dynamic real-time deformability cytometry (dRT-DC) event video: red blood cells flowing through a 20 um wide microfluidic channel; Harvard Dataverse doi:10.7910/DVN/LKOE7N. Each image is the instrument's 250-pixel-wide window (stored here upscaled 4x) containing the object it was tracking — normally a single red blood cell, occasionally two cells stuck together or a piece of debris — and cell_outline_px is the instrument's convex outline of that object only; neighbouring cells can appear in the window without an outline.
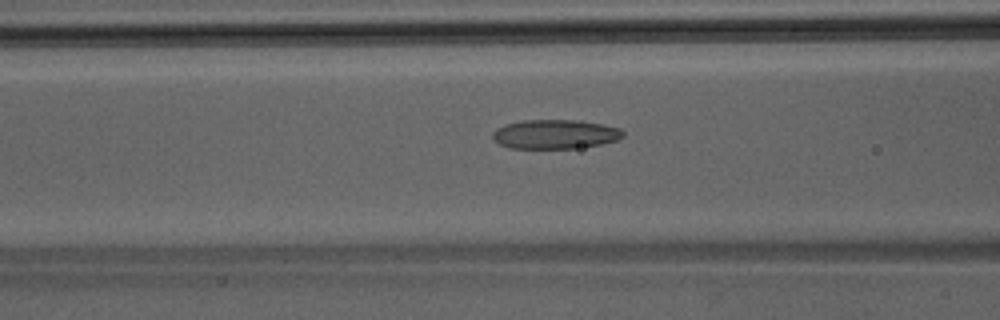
{"species": "Egyptian fruit bat (a non-hibernating species)", "species_latin": "Rousettus aegyptiacus", "temperature_condition": "room temperature", "stored_images_in_passage": 46, "camera_frame_rate_fps": 3000, "um_per_image_px": 0.085, "animal": {"sex": "male"}, "frame": {"image": 1, "passage_image": 19, "time_ms": 6.0, "image_size_px": [1000, 320], "cell_outline_px": [[624, 136], [616, 140], [600, 144], [580, 148], [508, 148], [492, 140], [492, 132], [496, 128], [504, 124], [524, 120], [576, 120], [604, 124], [620, 128], [624, 132]], "centroid_in_image_um": [47.15, 11.4], "position_along_channel_um": 119.4, "area_um2": 22.37}}
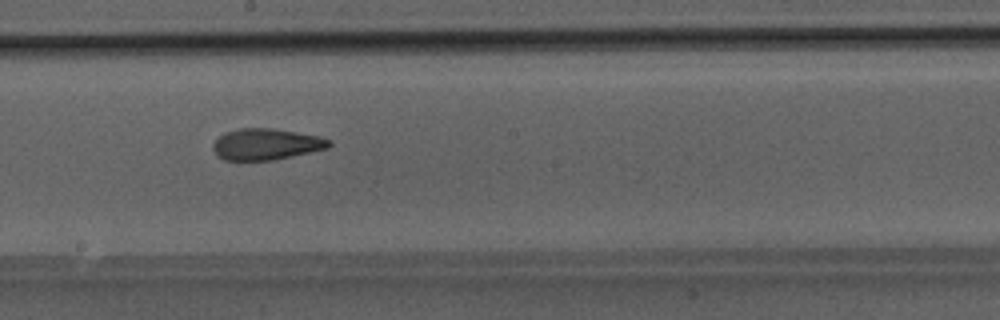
{"frame": {"image": 2, "passage_image": 26, "time_ms": 8.333, "image_size_px": [1000, 320], "cell_outline_px": [[332, 144], [328, 148], [272, 160], [224, 160], [216, 156], [212, 148], [212, 144], [224, 132], [240, 128], [272, 128], [320, 136], [332, 140]], "centroid_in_image_um": [22.61, 12.25], "position_along_channel_um": 225.6, "area_um2": 21.21}}
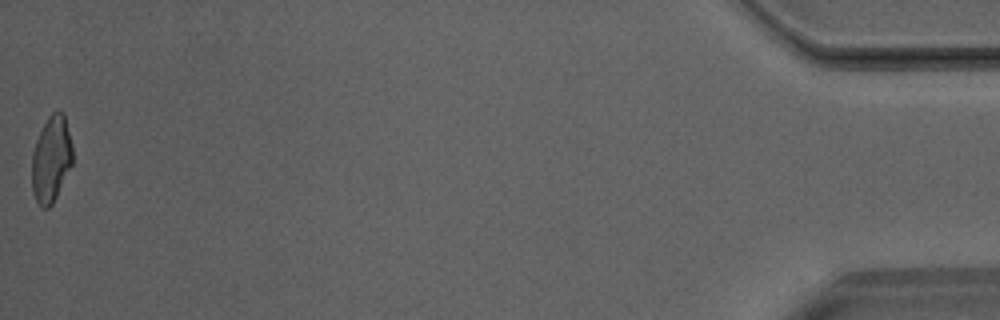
{"frame": {"image": 3, "passage_image": 46, "time_ms": 15.0, "image_size_px": [1000, 320], "cell_outline_px": [[72, 164], [52, 204], [48, 208], [40, 208], [32, 192], [32, 152], [36, 140], [48, 116], [52, 112], [64, 112], [72, 144]], "centroid_in_image_um": [4.34, 13.53], "position_along_channel_um": 430.9, "area_um2": 20.4}}